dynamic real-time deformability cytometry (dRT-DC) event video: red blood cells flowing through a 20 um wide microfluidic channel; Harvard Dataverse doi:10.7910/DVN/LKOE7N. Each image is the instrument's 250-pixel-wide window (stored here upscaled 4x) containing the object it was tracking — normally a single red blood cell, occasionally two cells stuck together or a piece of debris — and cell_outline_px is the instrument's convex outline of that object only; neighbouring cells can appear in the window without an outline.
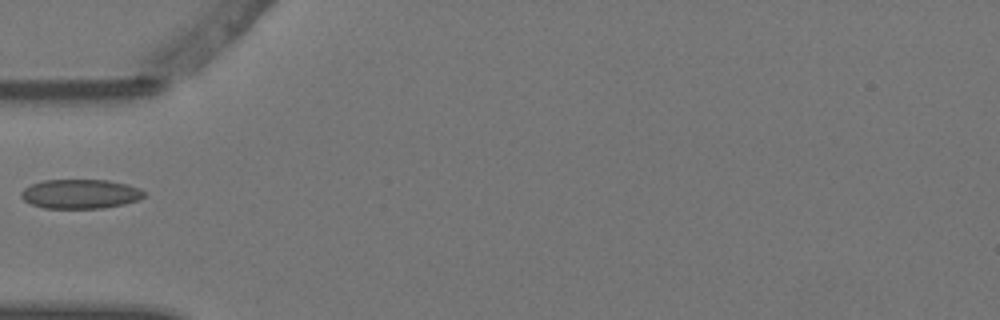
{"species": "Egyptian fruit bat (a non-hibernating species)", "species_latin": "Rousettus aegyptiacus", "temperature_condition": "warm", "stored_images_in_passage": 7, "camera_frame_rate_fps": 3000, "um_per_image_px": 0.085, "animal": {"sex": "female"}, "frame": {"image": 1, "passage_image": 5, "time_ms": 1.333, "image_size_px": [1000, 320], "cell_outline_px": [[144, 196], [136, 200], [124, 204], [104, 208], [44, 208], [32, 204], [24, 200], [20, 196], [20, 192], [24, 188], [32, 184], [44, 180], [108, 180], [140, 188], [144, 192]], "centroid_in_image_um": [6.8, 16.48], "position_along_channel_um": 78.2, "area_um2": 20.87}}
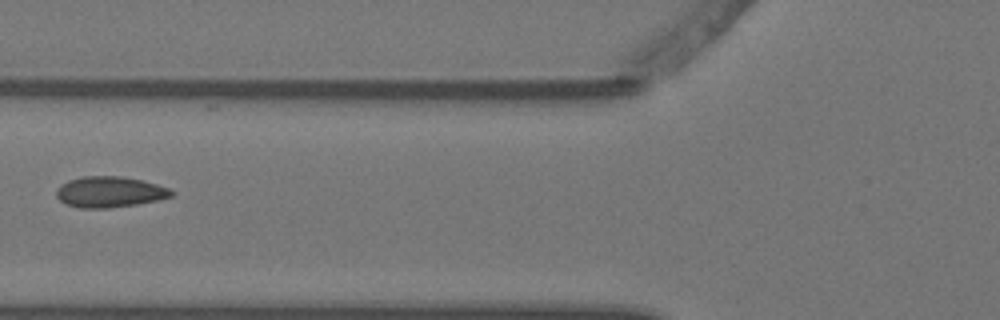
{"frame": {"image": 2, "passage_image": 6, "time_ms": 1.667, "image_size_px": [1000, 320], "cell_outline_px": [[176, 192], [172, 196], [160, 200], [136, 204], [108, 208], [80, 208], [64, 204], [56, 196], [56, 188], [68, 180], [84, 176], [120, 176], [140, 180], [156, 184], [168, 188]], "centroid_in_image_um": [9.31, 16.32], "position_along_channel_um": 116.5, "area_um2": 20.75}}
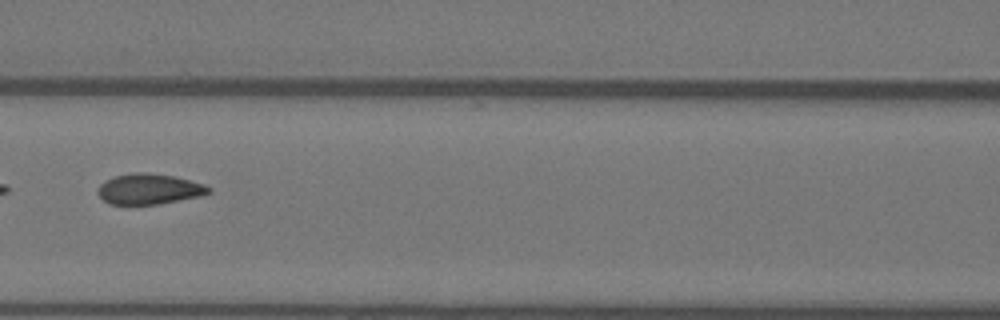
{"frame": {"image": 3, "passage_image": 7, "time_ms": 2.0, "image_size_px": [1000, 320], "cell_outline_px": [[212, 192], [200, 196], [160, 204], [108, 204], [96, 192], [100, 184], [116, 176], [132, 172], [144, 172], [172, 176], [204, 184], [212, 188]], "centroid_in_image_um": [12.69, 16.07], "position_along_channel_um": 153.9, "area_um2": 19.59}}